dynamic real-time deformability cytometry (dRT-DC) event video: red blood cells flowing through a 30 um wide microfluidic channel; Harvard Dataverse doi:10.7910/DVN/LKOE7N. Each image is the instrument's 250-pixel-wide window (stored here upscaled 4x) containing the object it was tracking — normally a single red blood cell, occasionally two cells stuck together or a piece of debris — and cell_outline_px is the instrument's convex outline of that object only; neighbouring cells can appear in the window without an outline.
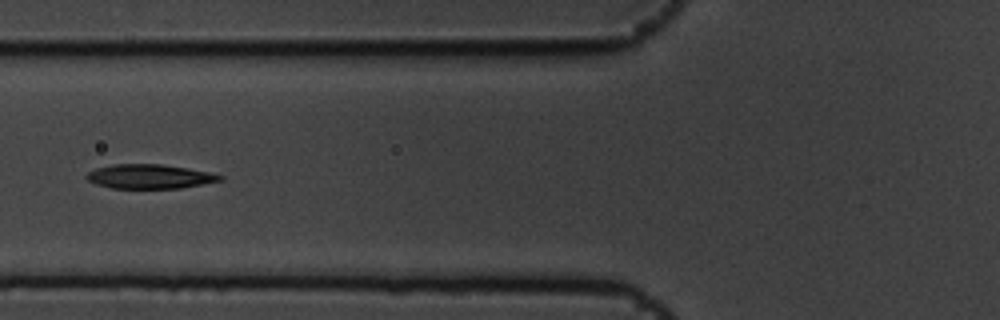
{"species": "common noctule bat (a hibernating species)", "species_latin": "Nyctalus noctula", "temperature_condition": "cold", "stored_images_in_passage": 6, "camera_frame_rate_fps": 3000, "um_per_image_px": 0.085, "animal": {"sex": "male", "body_mass_g": 19.5, "forearm_length_mm": 54.6}, "frame": {"image": 1, "passage_image": 6, "time_ms": 1.667, "image_size_px": [1000, 320], "cell_outline_px": [[224, 180], [180, 188], [112, 188], [96, 184], [88, 180], [84, 176], [88, 172], [96, 168], [112, 164], [160, 164], [188, 168], [208, 172], [224, 176]], "centroid_in_image_um": [12.71, 15.0], "position_along_channel_um": 113.1, "area_um2": 18.84}}